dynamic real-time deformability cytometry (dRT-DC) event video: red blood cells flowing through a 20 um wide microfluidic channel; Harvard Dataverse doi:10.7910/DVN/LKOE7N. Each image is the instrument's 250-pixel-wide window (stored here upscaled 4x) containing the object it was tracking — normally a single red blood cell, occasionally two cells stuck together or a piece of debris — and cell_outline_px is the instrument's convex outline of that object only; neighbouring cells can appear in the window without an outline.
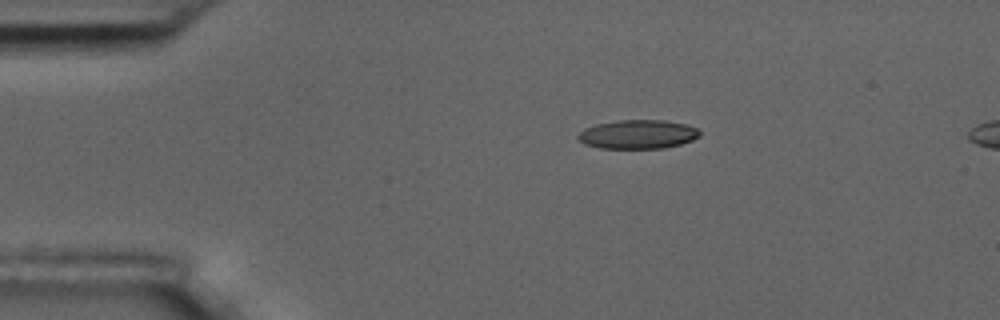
{"species": "common noctule bat (a hibernating species)", "species_latin": "Nyctalus noctula", "temperature_condition": "room temperature", "stored_images_in_passage": 4, "camera_frame_rate_fps": 3000, "um_per_image_px": 0.085, "animal": {"sex": "male", "body_mass_g": 17.5, "forearm_length_mm": 52.3}, "frame": {"image": 1, "passage_image": 1, "time_ms": 0.0, "image_size_px": [1000, 320], "cell_outline_px": [[700, 136], [692, 140], [680, 144], [664, 148], [600, 148], [584, 144], [576, 136], [584, 128], [596, 124], [620, 120], [664, 120], [684, 124], [696, 128], [700, 132]], "centroid_in_image_um": [54.2, 11.42], "position_along_channel_um": 30.8, "area_um2": 20.4}}